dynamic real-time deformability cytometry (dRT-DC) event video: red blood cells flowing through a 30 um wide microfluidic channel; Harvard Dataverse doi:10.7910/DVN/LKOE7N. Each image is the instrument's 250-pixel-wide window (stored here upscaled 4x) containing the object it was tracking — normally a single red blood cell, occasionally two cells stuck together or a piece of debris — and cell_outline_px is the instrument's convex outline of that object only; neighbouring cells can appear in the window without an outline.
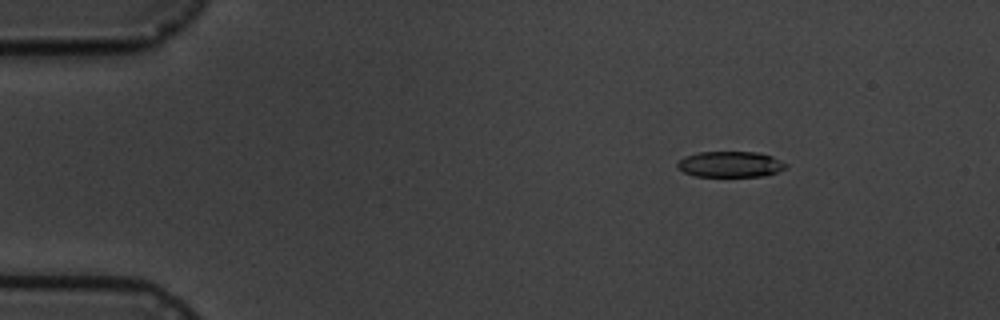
{"species": "common noctule bat (a hibernating species)", "species_latin": "Nyctalus noctula", "temperature_condition": "cold", "stored_images_in_passage": 6, "camera_frame_rate_fps": 3000, "um_per_image_px": 0.085, "animal": {"sex": "male", "body_mass_g": 19.5, "forearm_length_mm": 54.6}, "frame": {"image": 1, "passage_image": 3, "time_ms": 2.333, "image_size_px": [1000, 320], "cell_outline_px": [[788, 168], [764, 176], [696, 176], [684, 172], [676, 168], [676, 164], [684, 156], [700, 152], [756, 152], [772, 156], [788, 164]], "centroid_in_image_um": [62.08, 13.96], "position_along_channel_um": 22.9, "area_um2": 16.36}}
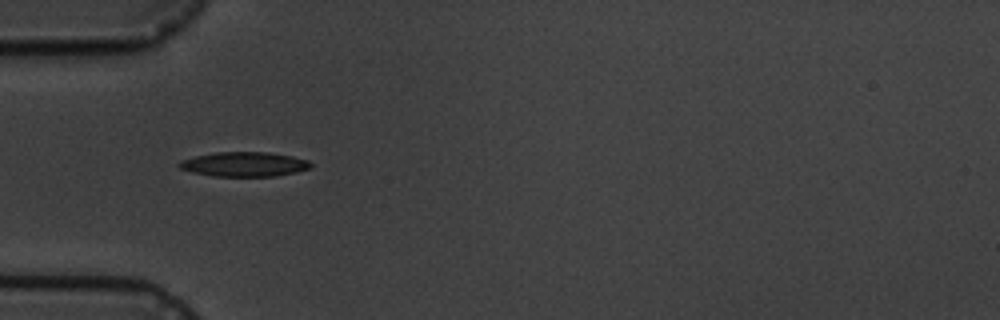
{"frame": {"image": 2, "passage_image": 6, "time_ms": 5.667, "image_size_px": [1000, 320], "cell_outline_px": [[312, 168], [296, 172], [276, 176], [212, 176], [192, 172], [180, 168], [176, 164], [180, 160], [196, 156], [216, 152], [268, 152], [292, 156], [308, 160], [312, 164]], "centroid_in_image_um": [20.76, 13.96], "position_along_channel_um": 64.2, "area_um2": 18.9}}